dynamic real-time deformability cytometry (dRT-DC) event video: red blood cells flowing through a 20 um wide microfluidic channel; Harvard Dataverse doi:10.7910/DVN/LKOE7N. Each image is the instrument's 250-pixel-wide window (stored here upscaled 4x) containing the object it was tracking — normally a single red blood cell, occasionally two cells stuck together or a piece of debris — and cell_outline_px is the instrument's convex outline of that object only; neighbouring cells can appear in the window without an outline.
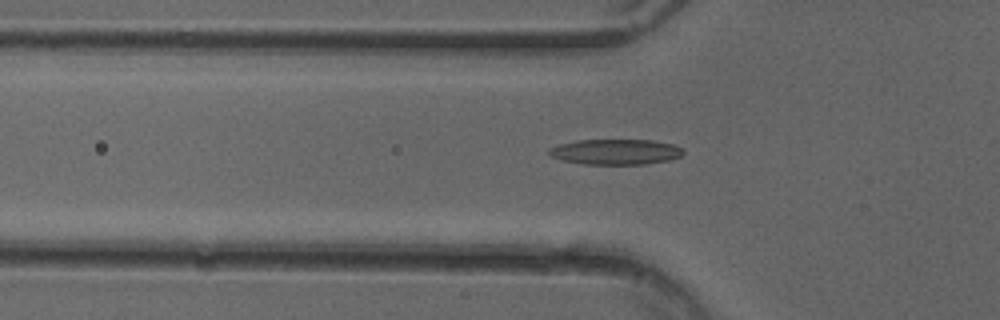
{"species": "common noctule bat (a hibernating species)", "species_latin": "Nyctalus noctula", "temperature_condition": "cold", "stored_images_in_passage": 32, "camera_frame_rate_fps": 3000, "um_per_image_px": 0.085, "animal": {"sex": "female"}, "frame": {"image": 1, "passage_image": 5, "time_ms": 1.333, "image_size_px": [1000, 320], "cell_outline_px": [[684, 152], [680, 156], [668, 160], [644, 164], [584, 164], [560, 160], [552, 156], [548, 152], [548, 148], [560, 144], [576, 140], [652, 140], [672, 144], [684, 148]], "centroid_in_image_um": [52.31, 12.9], "position_along_channel_um": 73.5, "area_um2": 19.88}}
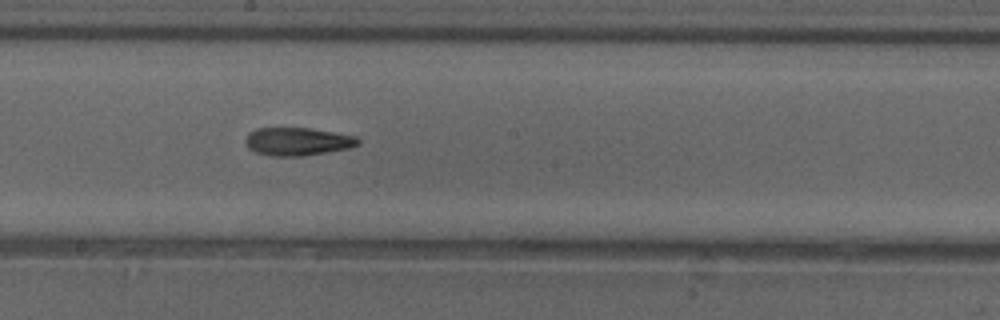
{"frame": {"image": 2, "passage_image": 16, "time_ms": 5.0, "image_size_px": [1000, 320], "cell_outline_px": [[360, 144], [348, 148], [304, 156], [272, 156], [256, 152], [248, 148], [244, 140], [248, 132], [256, 128], [308, 128], [356, 136], [360, 140]], "centroid_in_image_um": [25.26, 12.03], "position_along_channel_um": 222.9, "area_um2": 18.38}}
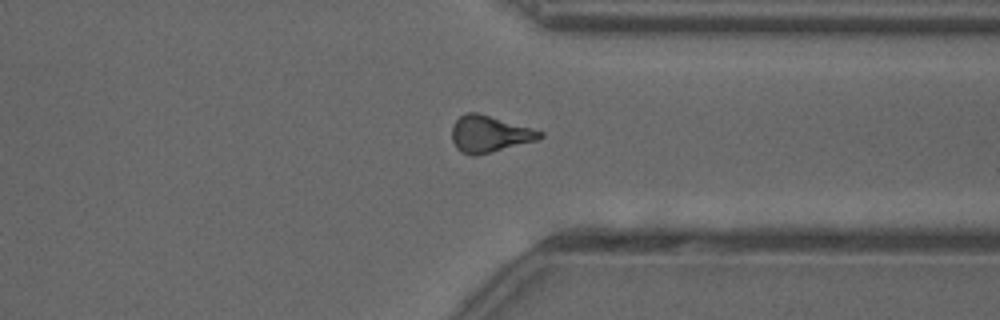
{"frame": {"image": 3, "passage_image": 27, "time_ms": 8.667, "image_size_px": [1000, 320], "cell_outline_px": [[544, 136], [536, 140], [492, 152], [476, 156], [468, 156], [460, 152], [456, 148], [452, 140], [452, 124], [464, 112], [476, 112], [532, 128], [544, 132]], "centroid_in_image_um": [41.56, 11.4], "position_along_channel_um": 369.8, "area_um2": 18.84}}